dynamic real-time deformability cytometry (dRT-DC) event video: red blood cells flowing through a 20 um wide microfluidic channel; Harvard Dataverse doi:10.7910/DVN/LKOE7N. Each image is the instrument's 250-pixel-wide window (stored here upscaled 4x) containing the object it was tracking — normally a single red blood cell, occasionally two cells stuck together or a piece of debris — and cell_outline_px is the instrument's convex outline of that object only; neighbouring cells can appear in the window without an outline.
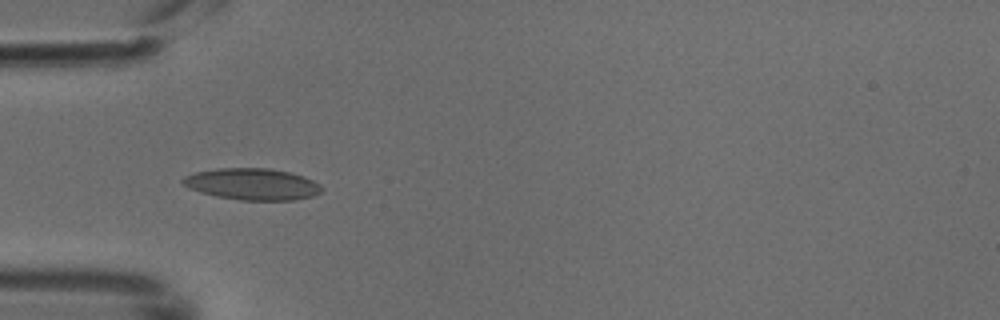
{"species": "common noctule bat (a hibernating species)", "species_latin": "Nyctalus noctula", "temperature_condition": "cold", "stored_images_in_passage": 1, "camera_frame_rate_fps": 3000, "um_per_image_px": 0.085, "animal": {"sex": "male", "body_mass_g": 18.8}, "frame": {"image": 1, "passage_image": 1, "time_ms": 0.0, "image_size_px": [1000, 320], "cell_outline_px": [[324, 188], [320, 192], [312, 196], [296, 200], [240, 200], [216, 196], [200, 192], [188, 188], [180, 180], [184, 176], [196, 172], [216, 168], [268, 168], [288, 172], [304, 176], [320, 184]], "centroid_in_image_um": [21.44, 15.65], "position_along_channel_um": 63.6, "area_um2": 25.61}}